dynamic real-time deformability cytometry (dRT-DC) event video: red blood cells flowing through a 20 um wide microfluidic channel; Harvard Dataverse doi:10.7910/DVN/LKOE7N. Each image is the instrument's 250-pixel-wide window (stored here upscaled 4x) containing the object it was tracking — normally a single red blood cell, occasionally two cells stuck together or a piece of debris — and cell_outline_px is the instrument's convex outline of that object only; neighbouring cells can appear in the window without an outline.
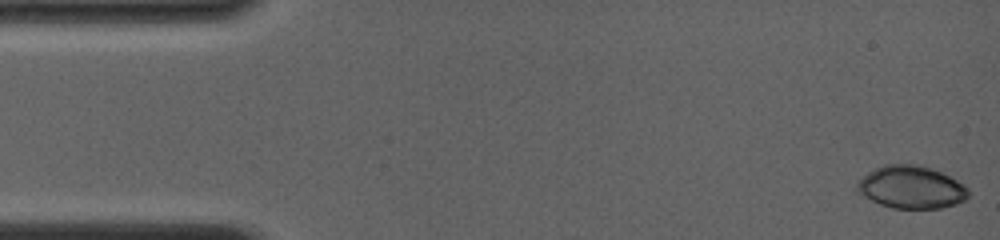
{"species": "common noctule bat (a hibernating species)", "species_latin": "Nyctalus noctula", "temperature_condition": "room temperature", "stored_images_in_passage": 31, "camera_frame_rate_fps": 4000, "um_per_image_px": 0.085, "animal": {"sex": "female", "body_mass_g": 19.0, "forearm_length_mm": 56.7}, "frame": {"image": 1, "passage_image": 1, "time_ms": 0.0, "image_size_px": [1000, 240], "cell_outline_px": [[968, 196], [964, 200], [956, 204], [940, 208], [892, 208], [880, 204], [856, 192], [856, 184], [868, 172], [884, 164], [916, 164], [932, 168], [956, 180], [968, 188]], "centroid_in_image_um": [77.44, 15.91], "position_along_channel_um": 7.6, "area_um2": 27.46}}
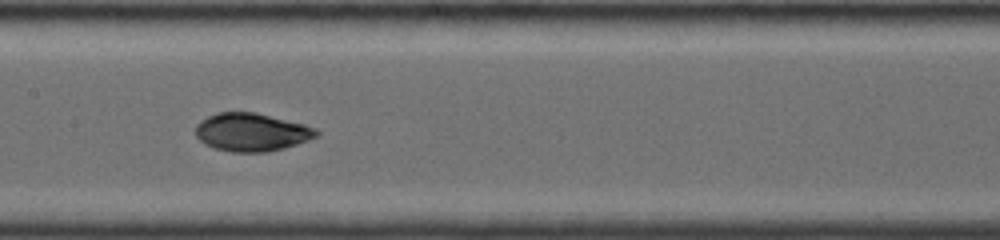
{"frame": {"image": 2, "passage_image": 18, "time_ms": 7.5, "image_size_px": [1000, 240], "cell_outline_px": [[320, 132], [316, 136], [308, 140], [284, 148], [268, 152], [232, 152], [216, 148], [204, 144], [196, 136], [196, 124], [200, 120], [216, 112], [256, 112], [304, 124], [316, 128]], "centroid_in_image_um": [21.37, 11.23], "position_along_channel_um": 186.0, "area_um2": 26.88}}
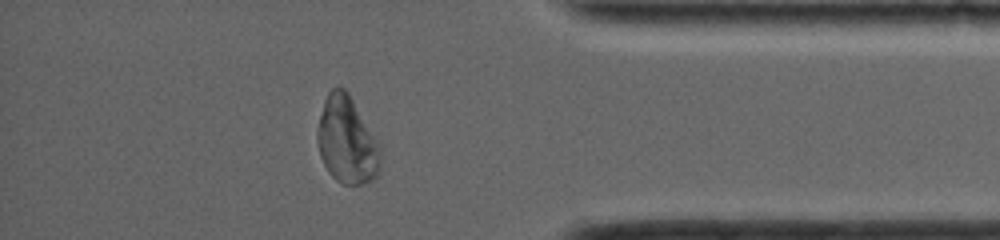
{"frame": {"image": 3, "passage_image": 31, "time_ms": 13.25, "image_size_px": [1000, 240], "cell_outline_px": [[380, 172], [372, 180], [364, 184], [352, 188], [340, 184], [328, 172], [320, 156], [316, 140], [316, 128], [324, 100], [328, 92], [336, 84], [340, 84], [348, 92], [380, 144]], "centroid_in_image_um": [29.47, 11.95], "position_along_channel_um": 405.7, "area_um2": 32.89}, "authors_computed_cell_mechanics": {"area_um2": 26.8192, "velocity_mm_per_s": 4.0237, "shape_relaxation_time_tau1_ms": 4.7137, "shape_relaxation_time_tau2_ms": 0.6271, "deformation_change_tau1": 0.2351, "deformation_change_tau2": 0.0334}}